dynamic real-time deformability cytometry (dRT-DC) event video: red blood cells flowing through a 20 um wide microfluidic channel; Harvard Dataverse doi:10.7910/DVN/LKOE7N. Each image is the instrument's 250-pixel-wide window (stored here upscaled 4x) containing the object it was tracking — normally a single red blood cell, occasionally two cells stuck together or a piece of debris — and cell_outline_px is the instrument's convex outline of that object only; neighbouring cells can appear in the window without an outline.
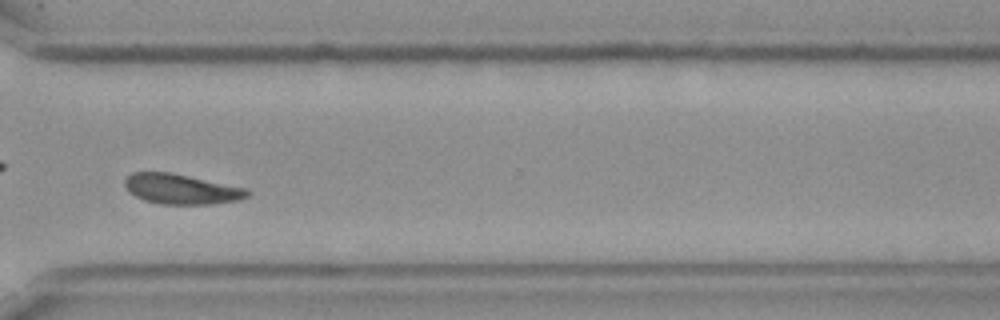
{"species": "Egyptian fruit bat (a non-hibernating species)", "species_latin": "Rousettus aegyptiacus", "temperature_condition": "cold", "stored_images_in_passage": 51, "camera_frame_rate_fps": 3000, "um_per_image_px": 0.085, "frame": {"image": 1, "passage_image": 37, "time_ms": 12.0, "image_size_px": [1000, 320], "cell_outline_px": [[252, 192], [248, 196], [240, 200], [212, 204], [160, 204], [144, 200], [128, 192], [124, 184], [124, 180], [132, 172], [168, 172], [248, 188]], "centroid_in_image_um": [15.43, 16.08], "position_along_channel_um": 355.2, "area_um2": 21.56}}
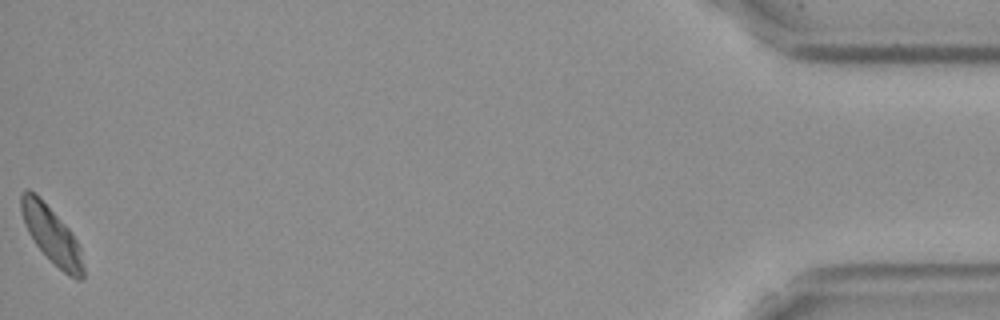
{"frame": {"image": 2, "passage_image": 51, "time_ms": 16.667, "image_size_px": [1000, 320], "cell_outline_px": [[84, 280], [76, 280], [68, 276], [36, 244], [28, 232], [24, 224], [20, 208], [20, 196], [28, 188], [36, 192], [68, 228], [76, 240], [80, 248], [84, 268]], "centroid_in_image_um": [4.38, 19.95], "position_along_channel_um": 430.8, "area_um2": 20.29}, "authors_computed_cell_mechanics": {"area_um2": 21.6172, "velocity_mm_per_s": 3.5401, "shape_relaxation_time_tau1_ms": null, "shape_relaxation_time_tau2_ms": 6.5171, "deformation_change_tau1": null, "deformation_change_tau2": 0.1067}}